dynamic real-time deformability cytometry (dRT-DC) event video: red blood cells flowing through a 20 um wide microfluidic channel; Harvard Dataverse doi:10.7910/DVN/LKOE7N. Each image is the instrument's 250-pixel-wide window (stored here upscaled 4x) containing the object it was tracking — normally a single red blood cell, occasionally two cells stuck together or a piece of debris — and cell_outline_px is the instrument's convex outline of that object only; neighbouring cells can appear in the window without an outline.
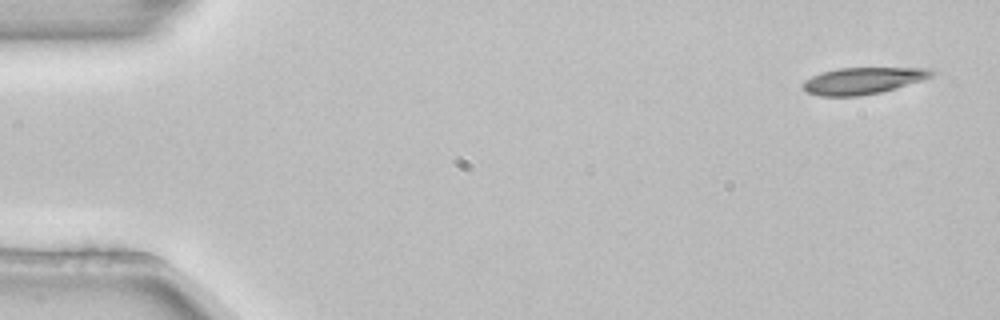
{"species": "common noctule bat (a hibernating species)", "species_latin": "Nyctalus noctula", "temperature_condition": "room temperature", "stored_images_in_passage": 5, "segment_of_instrument_passage": [2, 2], "camera_frame_rate_fps": 3000, "um_per_image_px": 0.085, "animal": {"sex": "female", "body_mass_g": 22.7, "forearm_length_mm": 54.2}, "frame": {"image": 1, "passage_image": 5, "time_ms": 1.333, "image_size_px": [1000, 320], "cell_outline_px": [[936, 72], [932, 76], [924, 80], [896, 88], [880, 92], [860, 96], [820, 96], [808, 92], [804, 88], [804, 80], [812, 76], [824, 72], [840, 68], [924, 68]], "centroid_in_image_um": [73.38, 6.86], "position_along_channel_um": 11.6, "area_um2": 19.77}}